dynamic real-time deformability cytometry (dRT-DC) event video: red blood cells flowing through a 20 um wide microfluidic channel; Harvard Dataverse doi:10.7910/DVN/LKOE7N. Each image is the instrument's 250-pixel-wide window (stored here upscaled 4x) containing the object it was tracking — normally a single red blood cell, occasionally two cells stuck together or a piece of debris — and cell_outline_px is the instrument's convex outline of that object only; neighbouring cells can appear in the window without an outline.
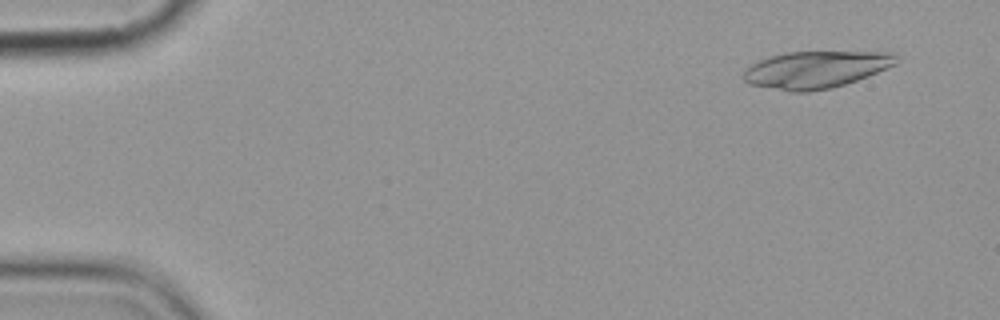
{"species": "common noctule bat (a hibernating species)", "species_latin": "Nyctalus noctula", "temperature_condition": "cold", "stored_images_in_passage": 8, "camera_frame_rate_fps": 3000, "um_per_image_px": 0.085, "animal": {"sex": "female", "body_mass_g": 19.9}, "frame": {"image": 1, "passage_image": 1, "time_ms": 0.0, "image_size_px": [1000, 320], "cell_outline_px": [[900, 60], [896, 64], [888, 68], [868, 76], [844, 84], [828, 88], [808, 92], [792, 92], [748, 84], [740, 76], [744, 68], [760, 60], [772, 56], [788, 52], [896, 52], [900, 56]], "centroid_in_image_um": [69.35, 5.91], "position_along_channel_um": 15.6, "area_um2": 33.18}}
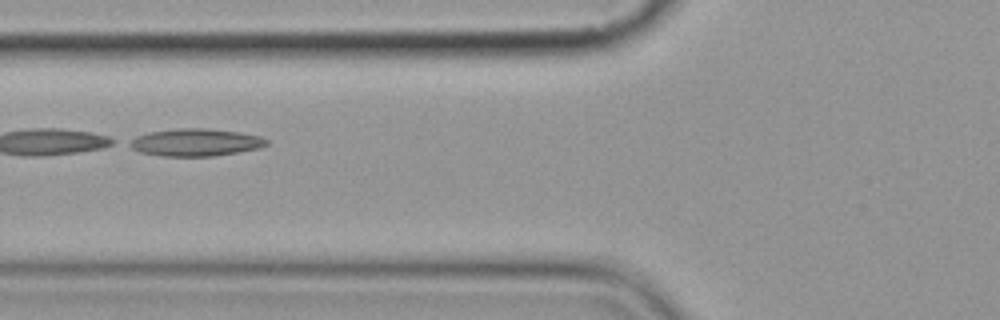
{"frame": {"image": 2, "passage_image": 6, "time_ms": 6.0, "image_size_px": [1000, 320], "cell_outline_px": [[268, 144], [260, 148], [212, 156], [160, 156], [140, 152], [124, 144], [128, 140], [136, 136], [148, 132], [176, 128], [208, 128], [240, 132], [260, 136], [268, 140]], "centroid_in_image_um": [16.57, 12.09], "position_along_channel_um": 109.2, "area_um2": 22.14}}
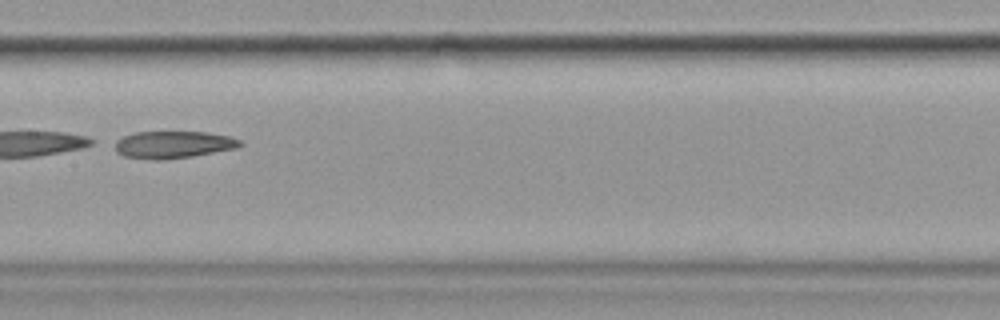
{"frame": {"image": 3, "passage_image": 8, "time_ms": 8.333, "image_size_px": [1000, 320], "cell_outline_px": [[244, 144], [236, 148], [192, 156], [160, 160], [156, 160], [124, 156], [116, 152], [116, 140], [124, 136], [136, 132], [204, 132], [228, 136], [240, 140]], "centroid_in_image_um": [14.72, 12.29], "position_along_channel_um": 192.7, "area_um2": 19.59}}